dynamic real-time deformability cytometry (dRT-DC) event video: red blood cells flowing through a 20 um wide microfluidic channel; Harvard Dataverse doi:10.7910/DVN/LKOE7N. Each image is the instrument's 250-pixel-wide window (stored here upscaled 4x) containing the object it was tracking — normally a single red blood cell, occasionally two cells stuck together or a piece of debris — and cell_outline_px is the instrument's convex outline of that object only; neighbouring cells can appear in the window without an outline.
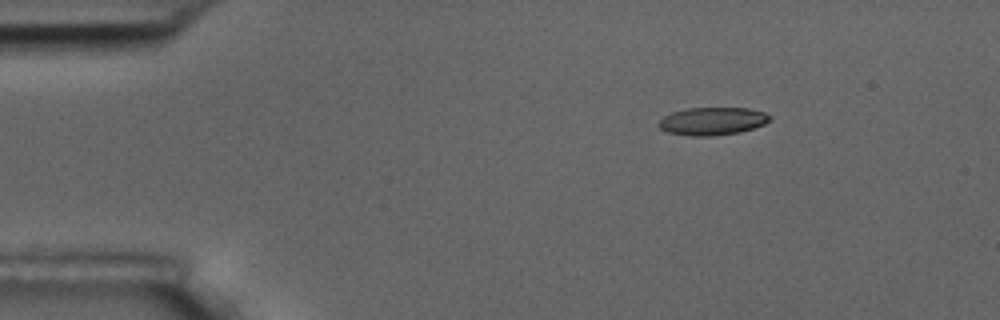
{"species": "common noctule bat (a hibernating species)", "species_latin": "Nyctalus noctula", "temperature_condition": "room temperature", "stored_images_in_passage": 4, "camera_frame_rate_fps": 3000, "um_per_image_px": 0.085, "animal": {"sex": "male", "body_mass_g": 17.5, "forearm_length_mm": 52.3}, "frame": {"image": 1, "passage_image": 1, "time_ms": 0.0, "image_size_px": [1000, 320], "cell_outline_px": [[772, 120], [764, 124], [740, 132], [712, 136], [688, 136], [668, 132], [660, 128], [656, 124], [664, 116], [672, 112], [688, 108], [748, 108], [764, 112], [772, 116]], "centroid_in_image_um": [60.56, 10.3], "position_along_channel_um": 24.4, "area_um2": 18.09}}
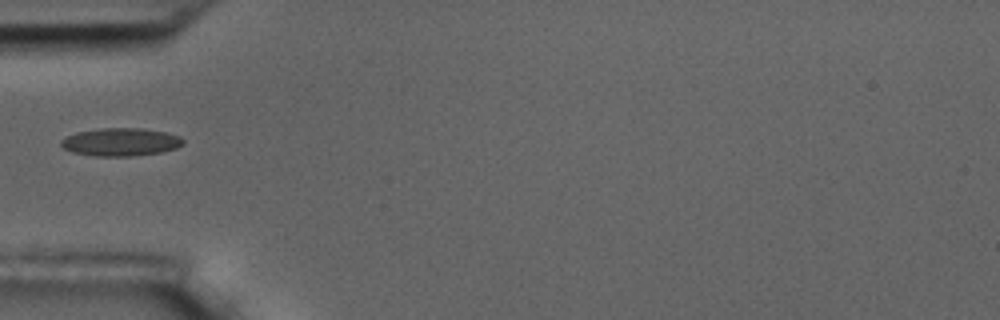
{"frame": {"image": 2, "passage_image": 4, "time_ms": 3.333, "image_size_px": [1000, 320], "cell_outline_px": [[184, 144], [176, 148], [160, 152], [132, 156], [96, 156], [72, 152], [64, 148], [60, 144], [60, 140], [76, 132], [100, 128], [140, 128], [164, 132], [180, 136], [184, 140]], "centroid_in_image_um": [10.25, 12.07], "position_along_channel_um": 74.7, "area_um2": 19.83}}